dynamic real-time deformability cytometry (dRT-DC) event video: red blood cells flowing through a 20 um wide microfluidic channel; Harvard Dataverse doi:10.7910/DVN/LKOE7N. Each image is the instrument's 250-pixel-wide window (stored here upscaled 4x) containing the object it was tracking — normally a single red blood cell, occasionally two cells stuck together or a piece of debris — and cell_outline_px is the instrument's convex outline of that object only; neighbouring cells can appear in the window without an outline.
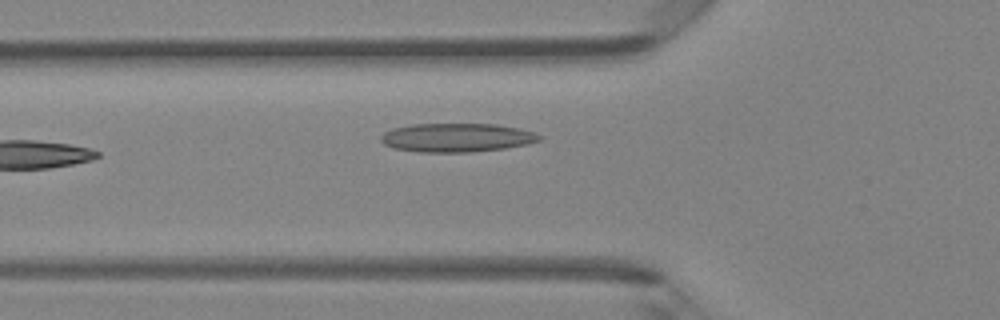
{"species": "Egyptian fruit bat (a non-hibernating species)", "species_latin": "Rousettus aegyptiacus", "temperature_condition": "room temperature", "stored_images_in_passage": 3, "camera_frame_rate_fps": 3000, "um_per_image_px": 0.085, "animal": {"sex": "female"}, "frame": {"image": 1, "passage_image": 3, "time_ms": 0.667, "image_size_px": [1000, 320], "cell_outline_px": [[544, 136], [540, 140], [528, 144], [504, 148], [468, 152], [420, 152], [392, 148], [384, 144], [380, 140], [380, 136], [384, 132], [392, 128], [412, 124], [496, 124], [520, 128]], "centroid_in_image_um": [38.81, 11.69], "position_along_channel_um": 87.0, "area_um2": 26.65}}